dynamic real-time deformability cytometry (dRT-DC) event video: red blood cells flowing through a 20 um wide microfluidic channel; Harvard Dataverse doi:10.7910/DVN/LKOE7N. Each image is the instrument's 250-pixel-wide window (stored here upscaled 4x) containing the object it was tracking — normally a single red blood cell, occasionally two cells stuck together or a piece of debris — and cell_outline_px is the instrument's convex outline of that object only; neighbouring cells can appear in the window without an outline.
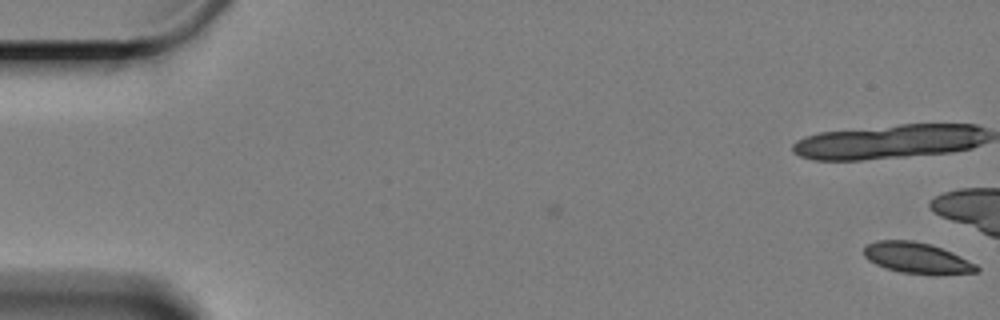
{"species": "Egyptian fruit bat (a non-hibernating species)", "species_latin": "Rousettus aegyptiacus", "temperature_condition": "cold", "stored_images_in_passage": 2, "camera_frame_rate_fps": 3000, "um_per_image_px": 0.085, "animal": {"sex": "female"}, "frame": {"image": 1, "passage_image": 2, "time_ms": 0.333, "image_size_px": [1000, 320], "cell_outline_px": [[980, 272], [932, 276], [900, 272], [876, 264], [868, 260], [864, 256], [864, 248], [868, 244], [876, 240], [912, 240], [928, 244], [952, 252], [976, 264], [980, 268]], "centroid_in_image_um": [77.98, 21.96], "position_along_channel_um": 7.0, "area_um2": 20.52}}